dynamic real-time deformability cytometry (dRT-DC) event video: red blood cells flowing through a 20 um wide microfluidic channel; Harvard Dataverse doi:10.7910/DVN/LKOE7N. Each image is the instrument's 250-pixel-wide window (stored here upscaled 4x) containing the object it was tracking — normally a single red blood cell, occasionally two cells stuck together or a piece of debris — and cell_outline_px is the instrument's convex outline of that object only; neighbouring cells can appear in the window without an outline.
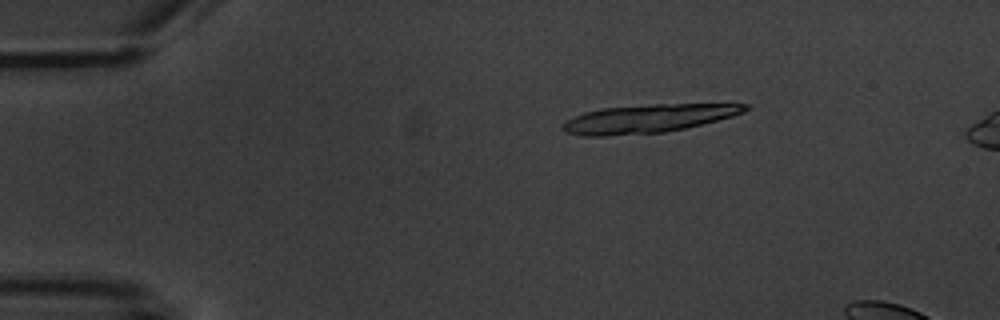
{"species": "common noctule bat (a hibernating species)", "species_latin": "Nyctalus noctula", "temperature_condition": "warm", "stored_images_in_passage": 5, "camera_frame_rate_fps": 3000, "um_per_image_px": 0.085, "animal": {"sex": "male", "body_mass_g": 20.1, "forearm_length_mm": 53.5}, "frame": {"image": 1, "passage_image": 3, "time_ms": 2.333, "image_size_px": [1000, 320], "cell_outline_px": [[752, 108], [744, 112], [732, 116], [684, 128], [664, 132], [608, 136], [580, 136], [568, 132], [564, 128], [564, 124], [568, 120], [584, 112], [604, 108], [652, 104], [748, 104]], "centroid_in_image_um": [55.12, 10.07], "position_along_channel_um": 29.9, "area_um2": 29.65}}